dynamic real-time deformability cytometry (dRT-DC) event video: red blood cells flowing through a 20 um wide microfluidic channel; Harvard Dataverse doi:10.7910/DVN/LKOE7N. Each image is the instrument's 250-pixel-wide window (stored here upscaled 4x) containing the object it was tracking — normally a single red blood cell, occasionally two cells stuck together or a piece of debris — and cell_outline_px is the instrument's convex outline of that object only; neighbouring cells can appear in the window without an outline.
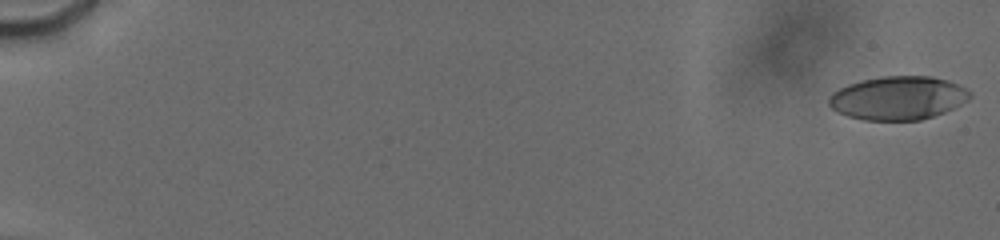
{"species": "human", "species_latin": "Homo sapiens", "temperature_condition": "cold", "stored_images_in_passage": 38, "camera_frame_rate_fps": 3000, "um_per_image_px": 0.085, "donor": {"sex": "male"}, "frame": {"image": 1, "passage_image": 1, "time_ms": 0.0, "image_size_px": [1000, 240], "cell_outline_px": [[972, 96], [968, 100], [944, 112], [920, 120], [864, 120], [848, 116], [832, 108], [828, 104], [828, 100], [832, 92], [848, 84], [864, 80], [884, 76], [932, 76], [948, 80], [972, 92]], "centroid_in_image_um": [76.34, 8.33], "position_along_channel_um": 8.7, "area_um2": 35.55}}